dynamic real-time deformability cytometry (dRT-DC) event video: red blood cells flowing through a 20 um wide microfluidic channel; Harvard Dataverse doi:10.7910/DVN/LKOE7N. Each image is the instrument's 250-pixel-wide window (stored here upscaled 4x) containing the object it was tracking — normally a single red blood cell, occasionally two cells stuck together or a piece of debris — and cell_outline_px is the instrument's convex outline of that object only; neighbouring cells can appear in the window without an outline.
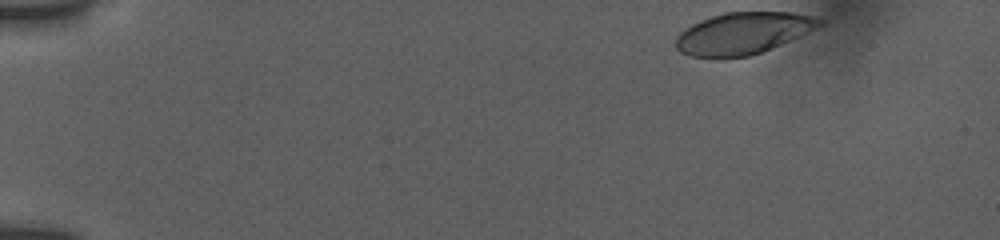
{"species": "human", "species_latin": "Homo sapiens", "temperature_condition": "room temperature", "stored_images_in_passage": 36, "camera_frame_rate_fps": 3000, "um_per_image_px": 0.085, "donor": {"sex": "female"}, "frame": {"image": 1, "passage_image": 1, "time_ms": 0.0, "image_size_px": [1000, 240], "cell_outline_px": [[824, 24], [808, 32], [772, 48], [748, 56], [724, 60], [720, 60], [692, 56], [680, 52], [676, 48], [676, 36], [680, 32], [692, 24], [712, 16], [724, 12], [792, 12], [812, 16], [824, 20]], "centroid_in_image_um": [63.13, 2.85], "position_along_channel_um": 21.9, "area_um2": 35.32}}
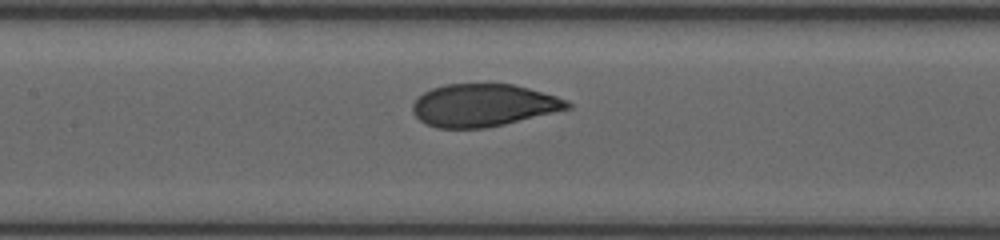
{"frame": {"image": 2, "passage_image": 20, "time_ms": 7.0, "image_size_px": [1000, 240], "cell_outline_px": [[572, 108], [504, 124], [484, 128], [436, 128], [424, 124], [412, 112], [412, 104], [416, 96], [432, 88], [444, 84], [512, 84], [528, 88], [556, 96], [568, 100], [572, 104]], "centroid_in_image_um": [41.05, 8.95], "position_along_channel_um": 166.4, "area_um2": 38.49}}
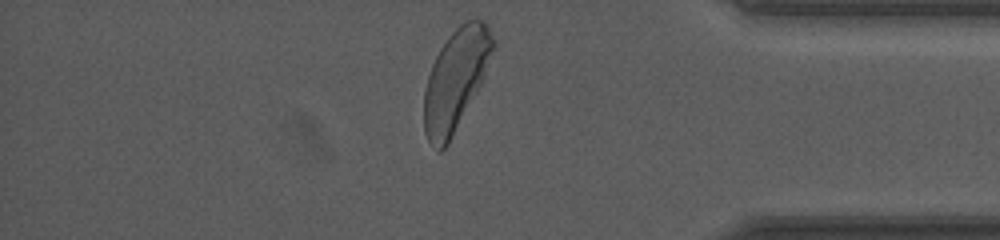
{"frame": {"image": 3, "passage_image": 36, "time_ms": 13.667, "image_size_px": [1000, 240], "cell_outline_px": [[496, 44], [484, 76], [480, 84], [448, 144], [440, 152], [436, 152], [428, 140], [424, 132], [424, 88], [432, 64], [440, 48], [448, 36], [460, 24], [468, 20], [484, 20], [488, 24], [496, 40]], "centroid_in_image_um": [38.74, 6.75], "position_along_channel_um": 396.5, "area_um2": 40.46}, "authors_computed_cell_mechanics": {"area_um2": 38.8127, "velocity_mm_per_s": 3.7504, "shape_relaxation_time_tau1_ms": 2.6972, "shape_relaxation_time_tau2_ms": null, "deformation_change_tau1": 0.1183, "deformation_change_tau2": null}}